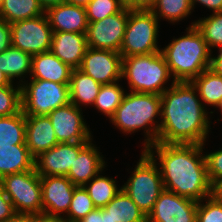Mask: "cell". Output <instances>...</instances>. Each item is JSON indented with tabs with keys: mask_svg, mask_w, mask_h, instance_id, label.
<instances>
[{
	"mask_svg": "<svg viewBox=\"0 0 222 222\" xmlns=\"http://www.w3.org/2000/svg\"><path fill=\"white\" fill-rule=\"evenodd\" d=\"M159 143L198 144L206 142L210 132L208 111L192 82L172 81L161 94Z\"/></svg>",
	"mask_w": 222,
	"mask_h": 222,
	"instance_id": "6da1fadb",
	"label": "cell"
},
{
	"mask_svg": "<svg viewBox=\"0 0 222 222\" xmlns=\"http://www.w3.org/2000/svg\"><path fill=\"white\" fill-rule=\"evenodd\" d=\"M204 145L157 142L145 150L159 163L164 189L197 202L213 195L203 155Z\"/></svg>",
	"mask_w": 222,
	"mask_h": 222,
	"instance_id": "7a4b0ae2",
	"label": "cell"
},
{
	"mask_svg": "<svg viewBox=\"0 0 222 222\" xmlns=\"http://www.w3.org/2000/svg\"><path fill=\"white\" fill-rule=\"evenodd\" d=\"M186 32L161 49L175 82H191L209 69L213 53L195 26H189Z\"/></svg>",
	"mask_w": 222,
	"mask_h": 222,
	"instance_id": "3957f363",
	"label": "cell"
},
{
	"mask_svg": "<svg viewBox=\"0 0 222 222\" xmlns=\"http://www.w3.org/2000/svg\"><path fill=\"white\" fill-rule=\"evenodd\" d=\"M161 95L152 93L129 92L110 118L122 133L131 134L144 129L145 140L143 150L157 143L160 128L157 116H161Z\"/></svg>",
	"mask_w": 222,
	"mask_h": 222,
	"instance_id": "277c9868",
	"label": "cell"
},
{
	"mask_svg": "<svg viewBox=\"0 0 222 222\" xmlns=\"http://www.w3.org/2000/svg\"><path fill=\"white\" fill-rule=\"evenodd\" d=\"M121 70V78L128 81L131 92L161 95L168 89L165 85L172 78L161 51L122 57Z\"/></svg>",
	"mask_w": 222,
	"mask_h": 222,
	"instance_id": "5b68a950",
	"label": "cell"
},
{
	"mask_svg": "<svg viewBox=\"0 0 222 222\" xmlns=\"http://www.w3.org/2000/svg\"><path fill=\"white\" fill-rule=\"evenodd\" d=\"M138 161L130 178L121 188L147 217L164 186L156 161L145 150H142Z\"/></svg>",
	"mask_w": 222,
	"mask_h": 222,
	"instance_id": "8992f818",
	"label": "cell"
},
{
	"mask_svg": "<svg viewBox=\"0 0 222 222\" xmlns=\"http://www.w3.org/2000/svg\"><path fill=\"white\" fill-rule=\"evenodd\" d=\"M159 20L150 9L129 10L126 30L120 49L122 57L160 52Z\"/></svg>",
	"mask_w": 222,
	"mask_h": 222,
	"instance_id": "52a82bcc",
	"label": "cell"
},
{
	"mask_svg": "<svg viewBox=\"0 0 222 222\" xmlns=\"http://www.w3.org/2000/svg\"><path fill=\"white\" fill-rule=\"evenodd\" d=\"M21 102L24 115H48L56 108L70 103L69 84L41 79H30L21 84Z\"/></svg>",
	"mask_w": 222,
	"mask_h": 222,
	"instance_id": "ba28073f",
	"label": "cell"
},
{
	"mask_svg": "<svg viewBox=\"0 0 222 222\" xmlns=\"http://www.w3.org/2000/svg\"><path fill=\"white\" fill-rule=\"evenodd\" d=\"M0 184L16 213L42 214V188L35 168L6 175Z\"/></svg>",
	"mask_w": 222,
	"mask_h": 222,
	"instance_id": "9c48e42d",
	"label": "cell"
},
{
	"mask_svg": "<svg viewBox=\"0 0 222 222\" xmlns=\"http://www.w3.org/2000/svg\"><path fill=\"white\" fill-rule=\"evenodd\" d=\"M10 32L12 46L31 56L50 51L53 31L45 13L11 23Z\"/></svg>",
	"mask_w": 222,
	"mask_h": 222,
	"instance_id": "30bf717a",
	"label": "cell"
},
{
	"mask_svg": "<svg viewBox=\"0 0 222 222\" xmlns=\"http://www.w3.org/2000/svg\"><path fill=\"white\" fill-rule=\"evenodd\" d=\"M128 21V9L107 16L96 22L88 23L86 39L87 46L95 49L120 52Z\"/></svg>",
	"mask_w": 222,
	"mask_h": 222,
	"instance_id": "8fae6325",
	"label": "cell"
},
{
	"mask_svg": "<svg viewBox=\"0 0 222 222\" xmlns=\"http://www.w3.org/2000/svg\"><path fill=\"white\" fill-rule=\"evenodd\" d=\"M82 108L72 103L56 108L49 117L58 143L90 142L91 131L83 118Z\"/></svg>",
	"mask_w": 222,
	"mask_h": 222,
	"instance_id": "7c38bea8",
	"label": "cell"
},
{
	"mask_svg": "<svg viewBox=\"0 0 222 222\" xmlns=\"http://www.w3.org/2000/svg\"><path fill=\"white\" fill-rule=\"evenodd\" d=\"M198 202L164 189L156 200L147 222H197Z\"/></svg>",
	"mask_w": 222,
	"mask_h": 222,
	"instance_id": "4fadbf2b",
	"label": "cell"
},
{
	"mask_svg": "<svg viewBox=\"0 0 222 222\" xmlns=\"http://www.w3.org/2000/svg\"><path fill=\"white\" fill-rule=\"evenodd\" d=\"M79 69L101 85L111 84L122 79V56L112 50L88 47Z\"/></svg>",
	"mask_w": 222,
	"mask_h": 222,
	"instance_id": "5bb4252c",
	"label": "cell"
},
{
	"mask_svg": "<svg viewBox=\"0 0 222 222\" xmlns=\"http://www.w3.org/2000/svg\"><path fill=\"white\" fill-rule=\"evenodd\" d=\"M42 214L64 217L68 213L75 186L66 176H40ZM63 214V216L61 215Z\"/></svg>",
	"mask_w": 222,
	"mask_h": 222,
	"instance_id": "9a60e30c",
	"label": "cell"
},
{
	"mask_svg": "<svg viewBox=\"0 0 222 222\" xmlns=\"http://www.w3.org/2000/svg\"><path fill=\"white\" fill-rule=\"evenodd\" d=\"M88 143H58L35 158L34 168L36 172L40 176H66L79 152Z\"/></svg>",
	"mask_w": 222,
	"mask_h": 222,
	"instance_id": "2e32d148",
	"label": "cell"
},
{
	"mask_svg": "<svg viewBox=\"0 0 222 222\" xmlns=\"http://www.w3.org/2000/svg\"><path fill=\"white\" fill-rule=\"evenodd\" d=\"M45 14L53 32H73L86 34L88 21L86 8L69 3L49 7Z\"/></svg>",
	"mask_w": 222,
	"mask_h": 222,
	"instance_id": "e0dca14e",
	"label": "cell"
},
{
	"mask_svg": "<svg viewBox=\"0 0 222 222\" xmlns=\"http://www.w3.org/2000/svg\"><path fill=\"white\" fill-rule=\"evenodd\" d=\"M92 140L79 152L66 177L75 186H84L105 169L104 157Z\"/></svg>",
	"mask_w": 222,
	"mask_h": 222,
	"instance_id": "ac0fdd59",
	"label": "cell"
},
{
	"mask_svg": "<svg viewBox=\"0 0 222 222\" xmlns=\"http://www.w3.org/2000/svg\"><path fill=\"white\" fill-rule=\"evenodd\" d=\"M25 120V143L34 158L58 144L54 128L47 115H25Z\"/></svg>",
	"mask_w": 222,
	"mask_h": 222,
	"instance_id": "d6986e66",
	"label": "cell"
},
{
	"mask_svg": "<svg viewBox=\"0 0 222 222\" xmlns=\"http://www.w3.org/2000/svg\"><path fill=\"white\" fill-rule=\"evenodd\" d=\"M86 34L53 32L50 51L71 68L80 67L87 50Z\"/></svg>",
	"mask_w": 222,
	"mask_h": 222,
	"instance_id": "ffe728a7",
	"label": "cell"
},
{
	"mask_svg": "<svg viewBox=\"0 0 222 222\" xmlns=\"http://www.w3.org/2000/svg\"><path fill=\"white\" fill-rule=\"evenodd\" d=\"M72 70L51 51H46L32 56L30 79L69 84Z\"/></svg>",
	"mask_w": 222,
	"mask_h": 222,
	"instance_id": "44dd1931",
	"label": "cell"
},
{
	"mask_svg": "<svg viewBox=\"0 0 222 222\" xmlns=\"http://www.w3.org/2000/svg\"><path fill=\"white\" fill-rule=\"evenodd\" d=\"M34 161L26 144L0 146V179L9 174L33 170Z\"/></svg>",
	"mask_w": 222,
	"mask_h": 222,
	"instance_id": "7402d4cb",
	"label": "cell"
},
{
	"mask_svg": "<svg viewBox=\"0 0 222 222\" xmlns=\"http://www.w3.org/2000/svg\"><path fill=\"white\" fill-rule=\"evenodd\" d=\"M102 85L79 68L73 69L69 81L70 103L79 107L92 105Z\"/></svg>",
	"mask_w": 222,
	"mask_h": 222,
	"instance_id": "603a6c76",
	"label": "cell"
},
{
	"mask_svg": "<svg viewBox=\"0 0 222 222\" xmlns=\"http://www.w3.org/2000/svg\"><path fill=\"white\" fill-rule=\"evenodd\" d=\"M31 59L29 53L23 52L19 48L11 46L0 53V70L9 78L11 82L18 78L23 83L25 76L31 73ZM23 77V78H22ZM22 78V79H21ZM21 81V82H20Z\"/></svg>",
	"mask_w": 222,
	"mask_h": 222,
	"instance_id": "cb8c5ba5",
	"label": "cell"
},
{
	"mask_svg": "<svg viewBox=\"0 0 222 222\" xmlns=\"http://www.w3.org/2000/svg\"><path fill=\"white\" fill-rule=\"evenodd\" d=\"M198 95L206 105L217 108L222 101V76L215 74L211 69L204 70L192 81Z\"/></svg>",
	"mask_w": 222,
	"mask_h": 222,
	"instance_id": "d4e9b609",
	"label": "cell"
},
{
	"mask_svg": "<svg viewBox=\"0 0 222 222\" xmlns=\"http://www.w3.org/2000/svg\"><path fill=\"white\" fill-rule=\"evenodd\" d=\"M103 209L112 222H147V217L122 190Z\"/></svg>",
	"mask_w": 222,
	"mask_h": 222,
	"instance_id": "484cf974",
	"label": "cell"
},
{
	"mask_svg": "<svg viewBox=\"0 0 222 222\" xmlns=\"http://www.w3.org/2000/svg\"><path fill=\"white\" fill-rule=\"evenodd\" d=\"M45 10L38 0H4L0 9V19L7 23L31 19L43 15Z\"/></svg>",
	"mask_w": 222,
	"mask_h": 222,
	"instance_id": "4316f807",
	"label": "cell"
},
{
	"mask_svg": "<svg viewBox=\"0 0 222 222\" xmlns=\"http://www.w3.org/2000/svg\"><path fill=\"white\" fill-rule=\"evenodd\" d=\"M116 183V180L112 179V177L98 174L83 187L89 194L94 206L104 208L122 190L121 187L118 188Z\"/></svg>",
	"mask_w": 222,
	"mask_h": 222,
	"instance_id": "83f0119b",
	"label": "cell"
},
{
	"mask_svg": "<svg viewBox=\"0 0 222 222\" xmlns=\"http://www.w3.org/2000/svg\"><path fill=\"white\" fill-rule=\"evenodd\" d=\"M26 120L22 110L10 116L0 117V146L25 143Z\"/></svg>",
	"mask_w": 222,
	"mask_h": 222,
	"instance_id": "f1b7e54d",
	"label": "cell"
},
{
	"mask_svg": "<svg viewBox=\"0 0 222 222\" xmlns=\"http://www.w3.org/2000/svg\"><path fill=\"white\" fill-rule=\"evenodd\" d=\"M150 10L158 20L163 17L170 23L179 22L193 12L190 0H155Z\"/></svg>",
	"mask_w": 222,
	"mask_h": 222,
	"instance_id": "f546056e",
	"label": "cell"
},
{
	"mask_svg": "<svg viewBox=\"0 0 222 222\" xmlns=\"http://www.w3.org/2000/svg\"><path fill=\"white\" fill-rule=\"evenodd\" d=\"M118 83L119 81L102 85L93 104L99 112H102L109 119L114 115L126 94L123 87Z\"/></svg>",
	"mask_w": 222,
	"mask_h": 222,
	"instance_id": "4dcf8cb0",
	"label": "cell"
},
{
	"mask_svg": "<svg viewBox=\"0 0 222 222\" xmlns=\"http://www.w3.org/2000/svg\"><path fill=\"white\" fill-rule=\"evenodd\" d=\"M189 26L196 27L210 50L214 47L222 48V12L212 13L206 18H200Z\"/></svg>",
	"mask_w": 222,
	"mask_h": 222,
	"instance_id": "1f68e13d",
	"label": "cell"
},
{
	"mask_svg": "<svg viewBox=\"0 0 222 222\" xmlns=\"http://www.w3.org/2000/svg\"><path fill=\"white\" fill-rule=\"evenodd\" d=\"M96 207L93 204L89 194L82 186H77L73 192L70 208L67 215L62 217L63 222H80Z\"/></svg>",
	"mask_w": 222,
	"mask_h": 222,
	"instance_id": "d6a6232c",
	"label": "cell"
},
{
	"mask_svg": "<svg viewBox=\"0 0 222 222\" xmlns=\"http://www.w3.org/2000/svg\"><path fill=\"white\" fill-rule=\"evenodd\" d=\"M14 84L0 86V117L15 115L22 110L21 85L16 87Z\"/></svg>",
	"mask_w": 222,
	"mask_h": 222,
	"instance_id": "836d02e7",
	"label": "cell"
},
{
	"mask_svg": "<svg viewBox=\"0 0 222 222\" xmlns=\"http://www.w3.org/2000/svg\"><path fill=\"white\" fill-rule=\"evenodd\" d=\"M85 8L87 21L90 23L117 14L124 6L120 0H91Z\"/></svg>",
	"mask_w": 222,
	"mask_h": 222,
	"instance_id": "e575fe53",
	"label": "cell"
},
{
	"mask_svg": "<svg viewBox=\"0 0 222 222\" xmlns=\"http://www.w3.org/2000/svg\"><path fill=\"white\" fill-rule=\"evenodd\" d=\"M204 201L198 202L197 222H222V200L213 194Z\"/></svg>",
	"mask_w": 222,
	"mask_h": 222,
	"instance_id": "d590c367",
	"label": "cell"
},
{
	"mask_svg": "<svg viewBox=\"0 0 222 222\" xmlns=\"http://www.w3.org/2000/svg\"><path fill=\"white\" fill-rule=\"evenodd\" d=\"M205 160L210 183L214 186L222 179V148L215 152L206 153Z\"/></svg>",
	"mask_w": 222,
	"mask_h": 222,
	"instance_id": "8d00e7d4",
	"label": "cell"
},
{
	"mask_svg": "<svg viewBox=\"0 0 222 222\" xmlns=\"http://www.w3.org/2000/svg\"><path fill=\"white\" fill-rule=\"evenodd\" d=\"M15 214L13 204L3 192L0 184V222H9Z\"/></svg>",
	"mask_w": 222,
	"mask_h": 222,
	"instance_id": "74e56055",
	"label": "cell"
},
{
	"mask_svg": "<svg viewBox=\"0 0 222 222\" xmlns=\"http://www.w3.org/2000/svg\"><path fill=\"white\" fill-rule=\"evenodd\" d=\"M11 46L10 24L0 19V53Z\"/></svg>",
	"mask_w": 222,
	"mask_h": 222,
	"instance_id": "f35d334b",
	"label": "cell"
},
{
	"mask_svg": "<svg viewBox=\"0 0 222 222\" xmlns=\"http://www.w3.org/2000/svg\"><path fill=\"white\" fill-rule=\"evenodd\" d=\"M155 0H125V8L129 10L150 9Z\"/></svg>",
	"mask_w": 222,
	"mask_h": 222,
	"instance_id": "ab89813d",
	"label": "cell"
},
{
	"mask_svg": "<svg viewBox=\"0 0 222 222\" xmlns=\"http://www.w3.org/2000/svg\"><path fill=\"white\" fill-rule=\"evenodd\" d=\"M190 2L193 9L195 8V4L198 2L212 10L213 13L222 12V0H190Z\"/></svg>",
	"mask_w": 222,
	"mask_h": 222,
	"instance_id": "60d3db41",
	"label": "cell"
},
{
	"mask_svg": "<svg viewBox=\"0 0 222 222\" xmlns=\"http://www.w3.org/2000/svg\"><path fill=\"white\" fill-rule=\"evenodd\" d=\"M218 51L217 57L214 55L211 57L209 69L222 76V48H219Z\"/></svg>",
	"mask_w": 222,
	"mask_h": 222,
	"instance_id": "b9f144b4",
	"label": "cell"
},
{
	"mask_svg": "<svg viewBox=\"0 0 222 222\" xmlns=\"http://www.w3.org/2000/svg\"><path fill=\"white\" fill-rule=\"evenodd\" d=\"M80 222H103V208H95Z\"/></svg>",
	"mask_w": 222,
	"mask_h": 222,
	"instance_id": "7bdbcfd3",
	"label": "cell"
},
{
	"mask_svg": "<svg viewBox=\"0 0 222 222\" xmlns=\"http://www.w3.org/2000/svg\"><path fill=\"white\" fill-rule=\"evenodd\" d=\"M9 222H34V214L16 213Z\"/></svg>",
	"mask_w": 222,
	"mask_h": 222,
	"instance_id": "ee69618b",
	"label": "cell"
},
{
	"mask_svg": "<svg viewBox=\"0 0 222 222\" xmlns=\"http://www.w3.org/2000/svg\"><path fill=\"white\" fill-rule=\"evenodd\" d=\"M34 222H63L61 218L45 214H34Z\"/></svg>",
	"mask_w": 222,
	"mask_h": 222,
	"instance_id": "f6af8a7d",
	"label": "cell"
},
{
	"mask_svg": "<svg viewBox=\"0 0 222 222\" xmlns=\"http://www.w3.org/2000/svg\"><path fill=\"white\" fill-rule=\"evenodd\" d=\"M41 7L46 11L49 7L59 5L65 2V0H38Z\"/></svg>",
	"mask_w": 222,
	"mask_h": 222,
	"instance_id": "bcb514c9",
	"label": "cell"
},
{
	"mask_svg": "<svg viewBox=\"0 0 222 222\" xmlns=\"http://www.w3.org/2000/svg\"><path fill=\"white\" fill-rule=\"evenodd\" d=\"M213 194L219 199L222 200V179L218 181L213 186Z\"/></svg>",
	"mask_w": 222,
	"mask_h": 222,
	"instance_id": "7dc6e473",
	"label": "cell"
},
{
	"mask_svg": "<svg viewBox=\"0 0 222 222\" xmlns=\"http://www.w3.org/2000/svg\"><path fill=\"white\" fill-rule=\"evenodd\" d=\"M91 0H65L66 3L86 7Z\"/></svg>",
	"mask_w": 222,
	"mask_h": 222,
	"instance_id": "c3c4849f",
	"label": "cell"
},
{
	"mask_svg": "<svg viewBox=\"0 0 222 222\" xmlns=\"http://www.w3.org/2000/svg\"><path fill=\"white\" fill-rule=\"evenodd\" d=\"M11 83L9 78L0 70V86H8Z\"/></svg>",
	"mask_w": 222,
	"mask_h": 222,
	"instance_id": "681fc988",
	"label": "cell"
},
{
	"mask_svg": "<svg viewBox=\"0 0 222 222\" xmlns=\"http://www.w3.org/2000/svg\"><path fill=\"white\" fill-rule=\"evenodd\" d=\"M103 222H112L109 214L103 209Z\"/></svg>",
	"mask_w": 222,
	"mask_h": 222,
	"instance_id": "f907efd6",
	"label": "cell"
},
{
	"mask_svg": "<svg viewBox=\"0 0 222 222\" xmlns=\"http://www.w3.org/2000/svg\"><path fill=\"white\" fill-rule=\"evenodd\" d=\"M217 108H219V109H220L221 114H222V101H221L220 105H219Z\"/></svg>",
	"mask_w": 222,
	"mask_h": 222,
	"instance_id": "816d5d0a",
	"label": "cell"
},
{
	"mask_svg": "<svg viewBox=\"0 0 222 222\" xmlns=\"http://www.w3.org/2000/svg\"><path fill=\"white\" fill-rule=\"evenodd\" d=\"M3 1H4V0H0V9H1V6H2V4H3Z\"/></svg>",
	"mask_w": 222,
	"mask_h": 222,
	"instance_id": "f5cc1de1",
	"label": "cell"
},
{
	"mask_svg": "<svg viewBox=\"0 0 222 222\" xmlns=\"http://www.w3.org/2000/svg\"><path fill=\"white\" fill-rule=\"evenodd\" d=\"M120 1H122V3H123V6L125 7V0H120Z\"/></svg>",
	"mask_w": 222,
	"mask_h": 222,
	"instance_id": "db71d44e",
	"label": "cell"
}]
</instances>
